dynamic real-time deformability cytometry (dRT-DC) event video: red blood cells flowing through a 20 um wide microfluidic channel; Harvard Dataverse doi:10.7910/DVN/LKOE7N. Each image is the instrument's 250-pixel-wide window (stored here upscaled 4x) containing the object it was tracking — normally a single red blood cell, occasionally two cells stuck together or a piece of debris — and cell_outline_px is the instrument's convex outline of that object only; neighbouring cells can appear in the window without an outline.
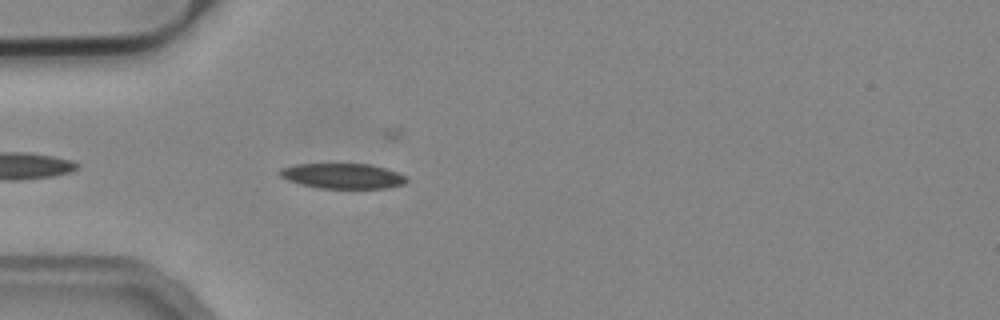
{"species": "common noctule bat (a hibernating species)", "species_latin": "Nyctalus noctula", "temperature_condition": "cold", "stored_images_in_passage": 9, "camera_frame_rate_fps": 3000, "um_per_image_px": 0.085, "animal": {"sex": "male", "body_mass_g": 19.2, "forearm_length_mm": 51.8}, "frame": {"image": 1, "passage_image": 4, "time_ms": 1.0, "image_size_px": [1000, 320], "cell_outline_px": [[408, 180], [404, 184], [392, 188], [320, 188], [300, 184], [288, 180], [280, 176], [276, 172], [280, 168], [296, 164], [368, 164], [384, 168], [408, 176]], "centroid_in_image_um": [29.12, 14.96], "position_along_channel_um": 55.9, "area_um2": 18.73}}